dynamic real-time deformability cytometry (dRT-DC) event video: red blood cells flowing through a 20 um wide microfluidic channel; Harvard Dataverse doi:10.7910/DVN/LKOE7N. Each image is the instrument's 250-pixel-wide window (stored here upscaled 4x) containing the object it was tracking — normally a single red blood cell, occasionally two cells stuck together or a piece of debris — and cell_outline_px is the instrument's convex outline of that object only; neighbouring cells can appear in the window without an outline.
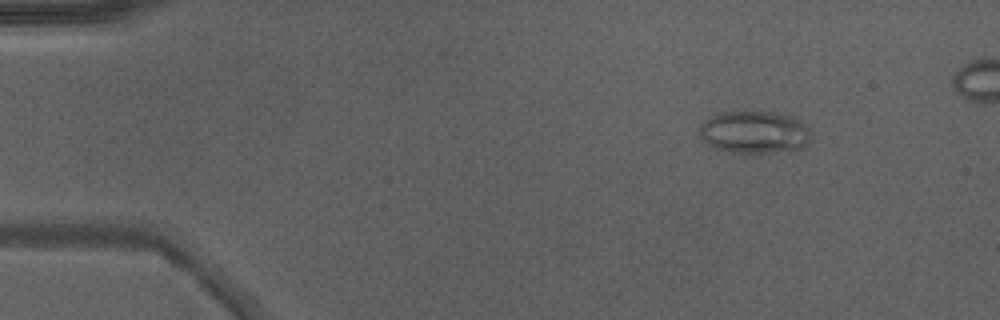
{"species": "Egyptian fruit bat (a non-hibernating species)", "species_latin": "Rousettus aegyptiacus", "temperature_condition": "warm", "stored_images_in_passage": 48, "camera_frame_rate_fps": 3000, "um_per_image_px": 0.085, "animal": {"sex": "male"}, "frame": {"image": 1, "passage_image": 7, "time_ms": 2.0, "image_size_px": [1000, 320], "cell_outline_px": [[808, 140], [804, 148], [772, 152], [736, 152], [716, 148], [708, 144], [700, 136], [700, 124], [712, 116], [720, 112], [768, 112], [796, 116], [808, 124]], "centroid_in_image_um": [64.15, 11.21], "position_along_channel_um": 20.8, "area_um2": 27.28}}
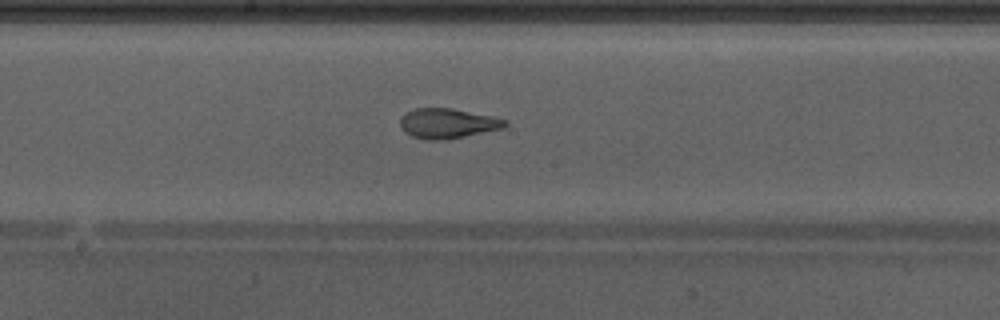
{"frame": {"image": 2, "passage_image": 27, "time_ms": 8.667, "image_size_px": [1000, 320], "cell_outline_px": [[508, 124], [504, 128], [448, 140], [424, 140], [412, 136], [404, 132], [400, 128], [400, 120], [412, 108], [452, 108], [508, 120]], "centroid_in_image_um": [38.04, 10.51], "position_along_channel_um": 210.2, "area_um2": 18.38}}
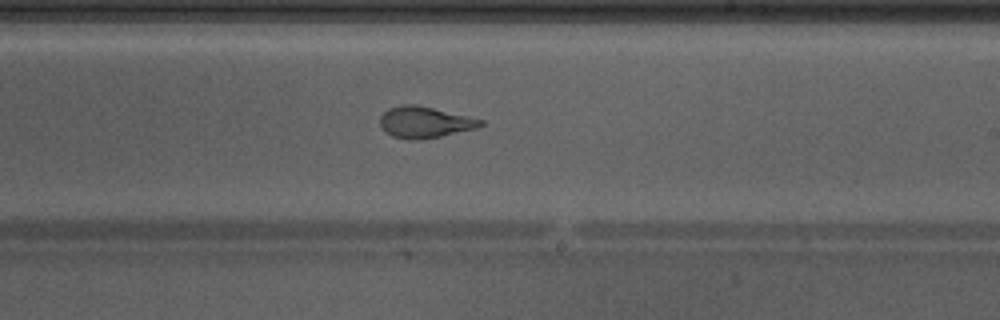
{"frame": {"image": 3, "passage_image": 30, "time_ms": 9.667, "image_size_px": [1000, 320], "cell_outline_px": [[484, 124], [476, 128], [440, 136], [416, 140], [408, 140], [392, 136], [384, 132], [380, 124], [380, 116], [388, 108], [404, 104], [416, 104], [468, 116], [484, 120]], "centroid_in_image_um": [36.07, 10.39], "position_along_channel_um": 252.9, "area_um2": 18.32}, "authors_computed_cell_mechanics": {"area_um2": 20.3456, "velocity_mm_per_s": 4.2862, "shape_relaxation_time_tau1_ms": 9.8446, "shape_relaxation_time_tau2_ms": 1.0654, "deformation_change_tau1": 0.2834, "deformation_change_tau2": 0.0793}}